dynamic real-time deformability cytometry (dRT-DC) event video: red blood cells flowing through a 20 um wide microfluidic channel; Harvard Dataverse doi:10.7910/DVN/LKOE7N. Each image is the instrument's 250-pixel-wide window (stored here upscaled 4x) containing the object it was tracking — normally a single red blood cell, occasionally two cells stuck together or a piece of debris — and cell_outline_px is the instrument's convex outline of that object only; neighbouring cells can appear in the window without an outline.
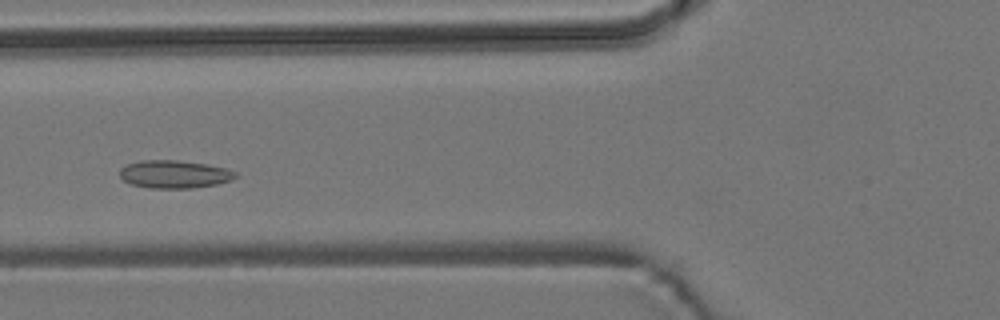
{"species": "common noctule bat (a hibernating species)", "species_latin": "Nyctalus noctula", "temperature_condition": "room temperature", "stored_images_in_passage": 45, "camera_frame_rate_fps": 3000, "um_per_image_px": 0.085, "animal": {"sex": "male", "body_mass_g": 19.2, "forearm_length_mm": 51.8}, "frame": {"image": 1, "passage_image": 11, "time_ms": 3.333, "image_size_px": [1000, 320], "cell_outline_px": [[236, 176], [232, 180], [216, 184], [192, 188], [152, 188], [132, 184], [124, 180], [120, 176], [120, 168], [128, 164], [140, 160], [176, 160], [208, 164], [224, 168], [236, 172]], "centroid_in_image_um": [14.82, 14.8], "position_along_channel_um": 111.0, "area_um2": 18.67}}
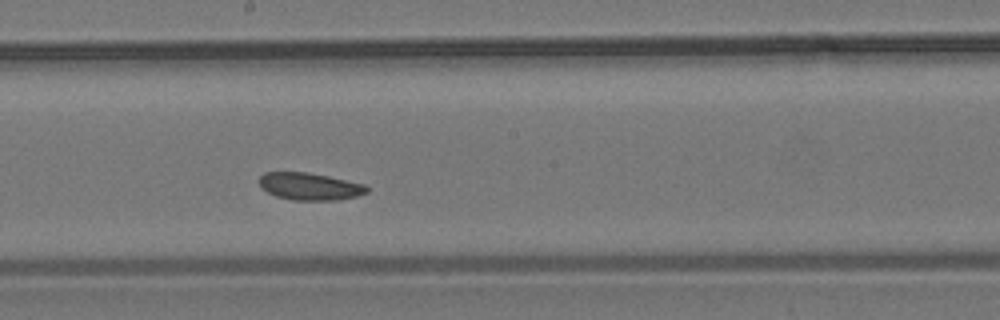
{"frame": {"image": 2, "passage_image": 20, "time_ms": 6.333, "image_size_px": [1000, 320], "cell_outline_px": [[368, 192], [356, 196], [336, 200], [292, 200], [276, 196], [260, 188], [260, 176], [264, 172], [308, 172], [328, 176], [364, 184], [368, 188]], "centroid_in_image_um": [26.31, 15.84], "position_along_channel_um": 221.9, "area_um2": 17.05}}
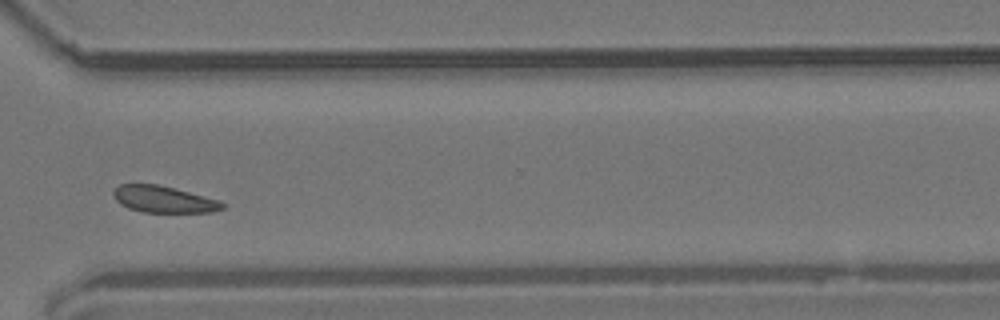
{"frame": {"image": 3, "passage_image": 31, "time_ms": 10.0, "image_size_px": [1000, 320], "cell_outline_px": [[224, 208], [212, 212], [140, 212], [128, 208], [120, 204], [116, 200], [112, 192], [120, 184], [156, 184], [220, 200], [224, 204]], "centroid_in_image_um": [13.89, 16.95], "position_along_channel_um": 356.7, "area_um2": 16.76}}